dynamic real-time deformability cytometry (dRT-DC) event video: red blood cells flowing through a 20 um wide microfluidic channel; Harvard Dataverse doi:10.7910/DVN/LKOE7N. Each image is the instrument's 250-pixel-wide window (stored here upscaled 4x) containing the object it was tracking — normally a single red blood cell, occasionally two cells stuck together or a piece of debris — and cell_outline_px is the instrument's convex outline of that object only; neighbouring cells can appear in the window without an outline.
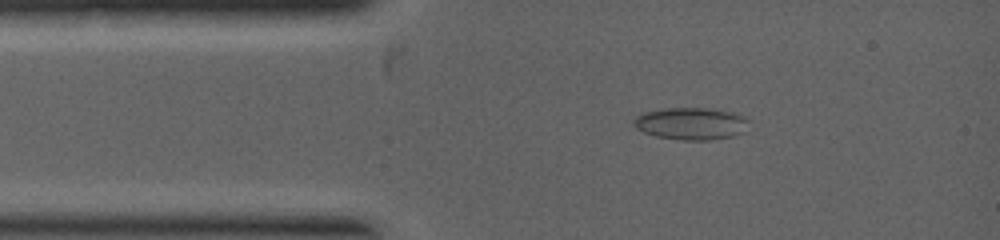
{"species": "common noctule bat (a hibernating species)", "species_latin": "Nyctalus noctula", "temperature_condition": "warm", "stored_images_in_passage": 2, "camera_frame_rate_fps": 5000, "um_per_image_px": 0.085, "animal": {"sex": "female", "body_mass_g": 19.0, "forearm_length_mm": 53.3}, "frame": {"image": 1, "passage_image": 1, "time_ms": 0.0, "image_size_px": [1000, 240], "cell_outline_px": [[748, 120], [740, 132], [732, 136], [708, 140], [684, 140], [656, 136], [644, 132], [636, 128], [632, 124], [632, 120], [640, 112], [664, 108], [712, 108], [736, 112], [748, 116]], "centroid_in_image_um": [58.69, 10.47], "position_along_channel_um": 26.3, "area_um2": 21.73}}
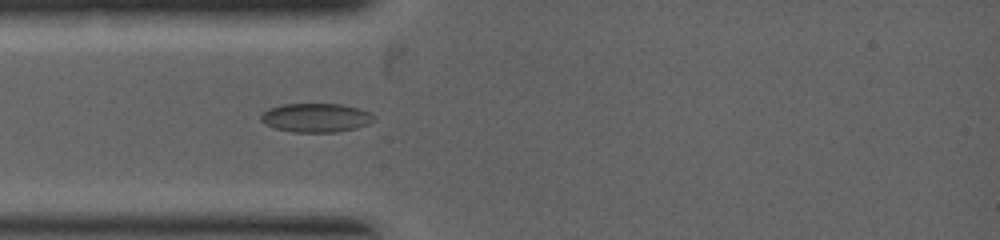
{"frame": {"image": 2, "passage_image": 2, "time_ms": 0.8, "image_size_px": [1000, 240], "cell_outline_px": [[376, 120], [368, 124], [356, 128], [336, 132], [292, 132], [276, 128], [260, 120], [260, 116], [268, 108], [284, 104], [340, 104], [356, 108], [368, 112], [376, 116]], "centroid_in_image_um": [26.88, 10.01], "position_along_channel_um": 58.1, "area_um2": 18.9}}